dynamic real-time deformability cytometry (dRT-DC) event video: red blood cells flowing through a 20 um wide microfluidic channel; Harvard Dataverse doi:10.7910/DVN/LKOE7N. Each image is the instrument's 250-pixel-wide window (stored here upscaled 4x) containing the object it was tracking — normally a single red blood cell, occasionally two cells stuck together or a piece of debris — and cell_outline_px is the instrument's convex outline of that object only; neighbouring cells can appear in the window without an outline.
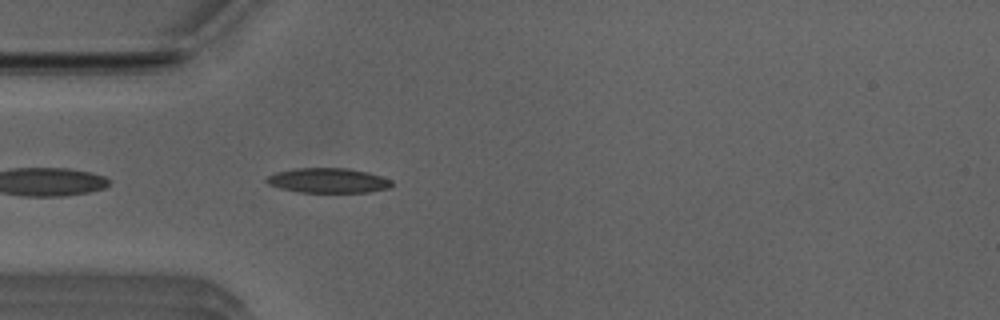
{"species": "Egyptian fruit bat (a non-hibernating species)", "species_latin": "Rousettus aegyptiacus", "temperature_condition": "room temperature", "stored_images_in_passage": 39, "camera_frame_rate_fps": 3000, "um_per_image_px": 0.085, "animal": {"sex": "male"}, "frame": {"image": 1, "passage_image": 2, "time_ms": 0.333, "image_size_px": [1000, 320], "cell_outline_px": [[392, 188], [368, 192], [300, 192], [280, 188], [268, 184], [264, 180], [268, 176], [276, 172], [296, 168], [348, 168], [368, 172], [392, 180]], "centroid_in_image_um": [27.9, 15.34], "position_along_channel_um": 57.1, "area_um2": 18.15}}
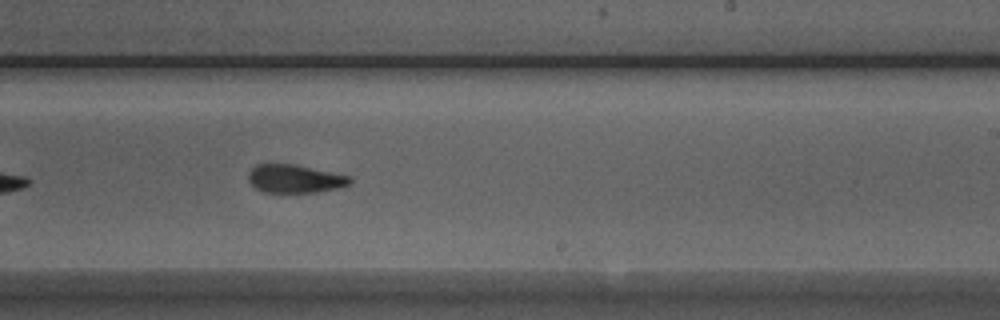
{"frame": {"image": 2, "passage_image": 18, "time_ms": 5.667, "image_size_px": [1000, 320], "cell_outline_px": [[352, 184], [336, 188], [316, 192], [264, 192], [256, 188], [248, 180], [248, 172], [256, 164], [292, 164], [352, 176]], "centroid_in_image_um": [25.07, 15.19], "position_along_channel_um": 263.9, "area_um2": 16.65}}
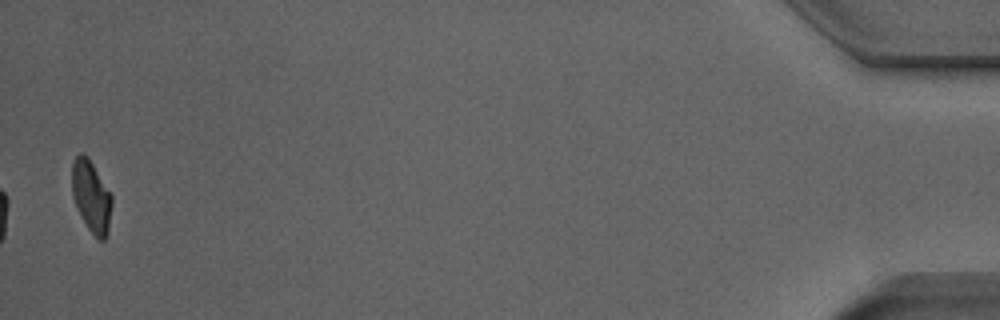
{"frame": {"image": 3, "passage_image": 38, "time_ms": 12.333, "image_size_px": [1000, 320], "cell_outline_px": [[112, 204], [108, 232], [104, 240], [100, 240], [88, 228], [76, 208], [72, 196], [72, 164], [76, 156], [80, 152], [88, 156], [112, 196]], "centroid_in_image_um": [7.75, 16.68], "position_along_channel_um": 427.5, "area_um2": 16.59}, "authors_computed_cell_mechanics": {"area_um2": 17.3978, "velocity_mm_per_s": 3.9391, "shape_relaxation_time_tau1_ms": 4.4689, "shape_relaxation_time_tau2_ms": 0.5093, "deformation_change_tau1": 0.1623, "deformation_change_tau2": 0.0545}}